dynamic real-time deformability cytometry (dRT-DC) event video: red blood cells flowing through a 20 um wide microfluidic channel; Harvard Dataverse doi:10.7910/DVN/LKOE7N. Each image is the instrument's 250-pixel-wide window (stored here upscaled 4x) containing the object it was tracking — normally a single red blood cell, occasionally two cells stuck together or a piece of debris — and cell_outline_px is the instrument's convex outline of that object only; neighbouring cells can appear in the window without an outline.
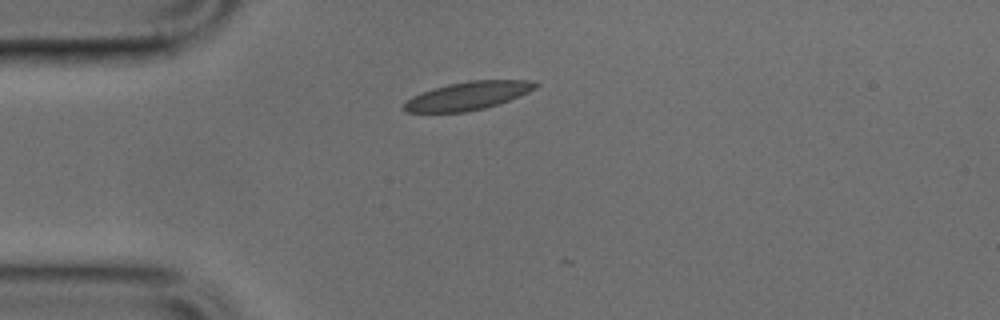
{"species": "common noctule bat (a hibernating species)", "species_latin": "Nyctalus noctula", "temperature_condition": "cold", "stored_images_in_passage": 4, "camera_frame_rate_fps": 3000, "um_per_image_px": 0.085, "animal": {"sex": "male", "body_mass_g": 17.9, "forearm_length_mm": 54.2}, "frame": {"image": 1, "passage_image": 1, "time_ms": 0.0, "image_size_px": [1000, 320], "cell_outline_px": [[540, 84], [536, 88], [528, 92], [508, 100], [484, 108], [468, 112], [408, 112], [400, 108], [412, 96], [420, 92], [432, 88], [448, 84], [468, 80], [532, 80]], "centroid_in_image_um": [39.74, 8.13], "position_along_channel_um": 45.3, "area_um2": 21.62}}